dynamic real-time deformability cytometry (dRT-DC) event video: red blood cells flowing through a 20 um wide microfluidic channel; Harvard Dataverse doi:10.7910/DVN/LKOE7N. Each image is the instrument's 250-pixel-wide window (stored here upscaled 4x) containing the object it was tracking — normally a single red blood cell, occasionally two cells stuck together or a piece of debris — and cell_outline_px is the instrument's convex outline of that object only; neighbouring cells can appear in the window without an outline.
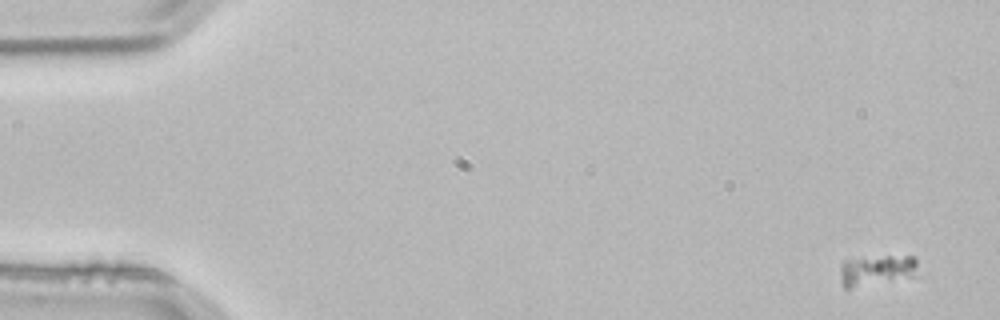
{"species": "common noctule bat (a hibernating species)", "species_latin": "Nyctalus noctula", "temperature_condition": "room temperature", "stored_images_in_passage": 4, "camera_frame_rate_fps": 3000, "um_per_image_px": 0.085, "animal": {"sex": "male", "body_mass_g": 21.5, "forearm_length_mm": 52.0}, "frame": {"image": 1, "passage_image": 1, "time_ms": 0.0, "image_size_px": [1000, 320], "cell_outline_px": [[916, 264], [912, 276], [848, 288], [844, 288], [840, 280], [840, 264], [844, 260], [884, 256], [916, 256]], "centroid_in_image_um": [74.43, 22.95], "position_along_channel_um": 10.6, "area_um2": 13.41}}
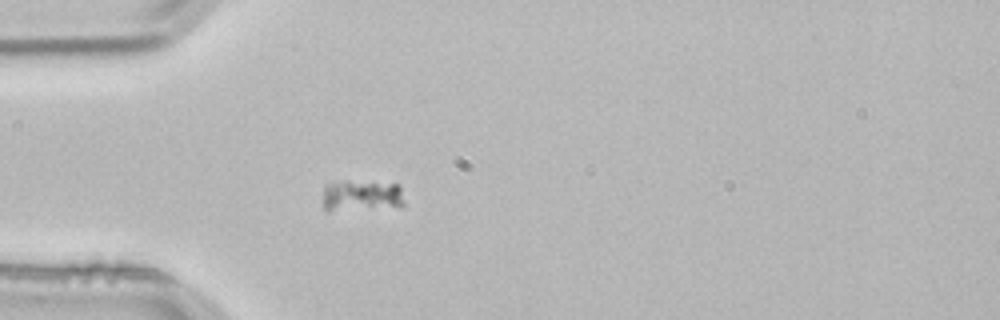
{"frame": {"image": 2, "passage_image": 4, "time_ms": 1.0, "image_size_px": [1000, 320], "cell_outline_px": [[404, 204], [328, 212], [324, 208], [324, 184], [336, 180], [348, 180], [400, 184], [404, 200]], "centroid_in_image_um": [30.65, 16.58], "position_along_channel_um": 54.4, "area_um2": 14.97}}